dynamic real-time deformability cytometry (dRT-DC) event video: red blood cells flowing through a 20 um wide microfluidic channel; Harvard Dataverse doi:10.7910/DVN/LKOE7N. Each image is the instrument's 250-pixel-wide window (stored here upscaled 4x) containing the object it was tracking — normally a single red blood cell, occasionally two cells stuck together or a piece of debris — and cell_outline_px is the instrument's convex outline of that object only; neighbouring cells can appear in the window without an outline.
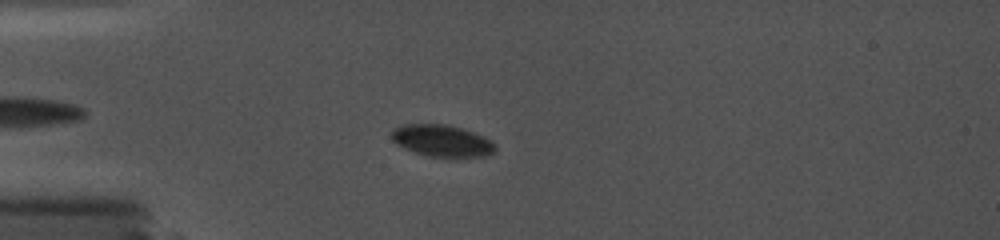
{"species": "common noctule bat (a hibernating species)", "species_latin": "Nyctalus noctula", "temperature_condition": "cold", "stored_images_in_passage": 28, "camera_frame_rate_fps": 5000, "um_per_image_px": 0.085, "animal": {"sex": "female", "body_mass_g": 19.0, "forearm_length_mm": 56.7}, "frame": {"image": 1, "passage_image": 6, "time_ms": 2.6, "image_size_px": [1000, 240], "cell_outline_px": [[496, 152], [484, 156], [428, 156], [404, 148], [396, 144], [392, 140], [392, 128], [404, 124], [444, 124], [460, 128], [484, 136], [492, 140], [496, 144]], "centroid_in_image_um": [37.57, 11.95], "position_along_channel_um": 47.4, "area_um2": 19.07}}
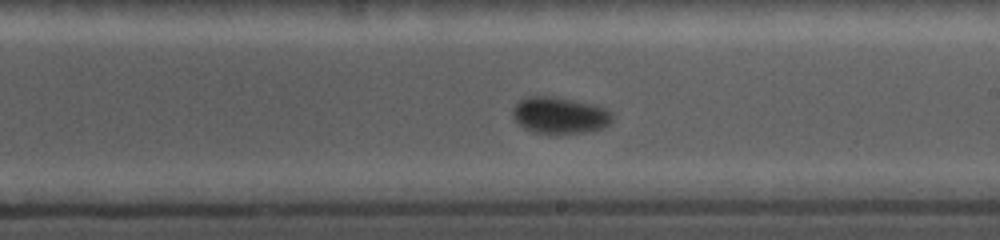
{"frame": {"image": 2, "passage_image": 19, "time_ms": 8.4, "image_size_px": [1000, 240], "cell_outline_px": [[612, 120], [608, 124], [600, 128], [584, 132], [556, 136], [532, 132], [524, 128], [512, 116], [512, 108], [524, 96], [556, 96], [592, 104], [608, 108], [612, 112]], "centroid_in_image_um": [47.55, 9.81], "position_along_channel_um": 241.4, "area_um2": 21.79}}
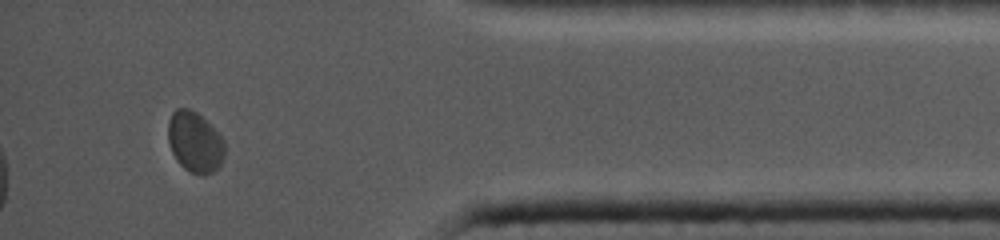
{"frame": {"image": 3, "passage_image": 28, "time_ms": 13.6, "image_size_px": [1000, 240], "cell_outline_px": [[224, 156], [220, 164], [212, 172], [200, 176], [184, 168], [176, 160], [172, 152], [168, 140], [168, 120], [172, 112], [176, 108], [188, 108], [196, 112], [224, 140]], "centroid_in_image_um": [16.53, 12.08], "position_along_channel_um": 418.7, "area_um2": 19.77}}